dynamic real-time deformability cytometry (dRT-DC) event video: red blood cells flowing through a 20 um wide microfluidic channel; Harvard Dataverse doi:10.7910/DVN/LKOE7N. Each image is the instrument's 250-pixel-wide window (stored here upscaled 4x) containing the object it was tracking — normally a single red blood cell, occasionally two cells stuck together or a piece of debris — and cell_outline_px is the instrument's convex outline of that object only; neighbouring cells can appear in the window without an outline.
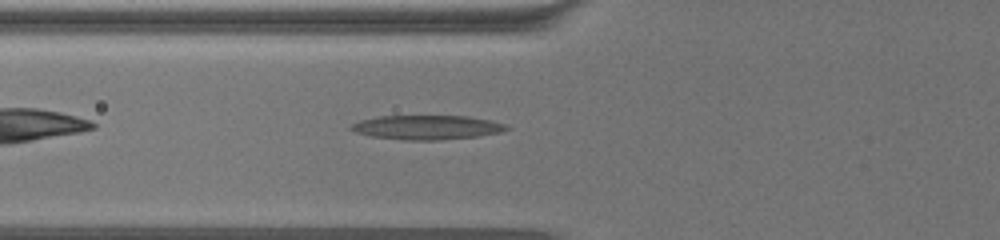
{"species": "common noctule bat (a hibernating species)", "species_latin": "Nyctalus noctula", "temperature_condition": "warm", "stored_images_in_passage": 5, "camera_frame_rate_fps": 3000, "um_per_image_px": 0.085, "animal": {"sex": "female", "body_mass_g": 19.5, "forearm_length_mm": 54.1}, "frame": {"image": 1, "passage_image": 3, "time_ms": 0.667, "image_size_px": [1000, 240], "cell_outline_px": [[512, 128], [500, 132], [480, 136], [436, 140], [404, 140], [372, 136], [356, 132], [348, 128], [352, 124], [360, 120], [380, 116], [468, 116], [492, 120], [508, 124]], "centroid_in_image_um": [36.35, 10.82], "position_along_channel_um": 89.4, "area_um2": 22.08}}
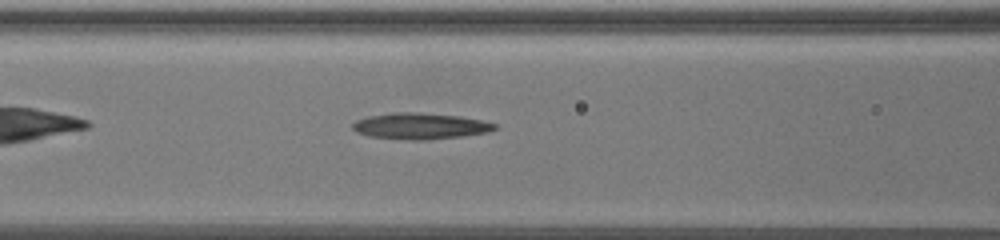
{"frame": {"image": 2, "passage_image": 5, "time_ms": 1.333, "image_size_px": [1000, 240], "cell_outline_px": [[500, 128], [488, 132], [464, 136], [428, 140], [408, 140], [368, 136], [356, 132], [352, 128], [352, 124], [356, 120], [368, 116], [392, 112], [420, 112], [460, 116], [480, 120], [496, 124]], "centroid_in_image_um": [35.72, 10.72], "position_along_channel_um": 130.9, "area_um2": 21.96}}